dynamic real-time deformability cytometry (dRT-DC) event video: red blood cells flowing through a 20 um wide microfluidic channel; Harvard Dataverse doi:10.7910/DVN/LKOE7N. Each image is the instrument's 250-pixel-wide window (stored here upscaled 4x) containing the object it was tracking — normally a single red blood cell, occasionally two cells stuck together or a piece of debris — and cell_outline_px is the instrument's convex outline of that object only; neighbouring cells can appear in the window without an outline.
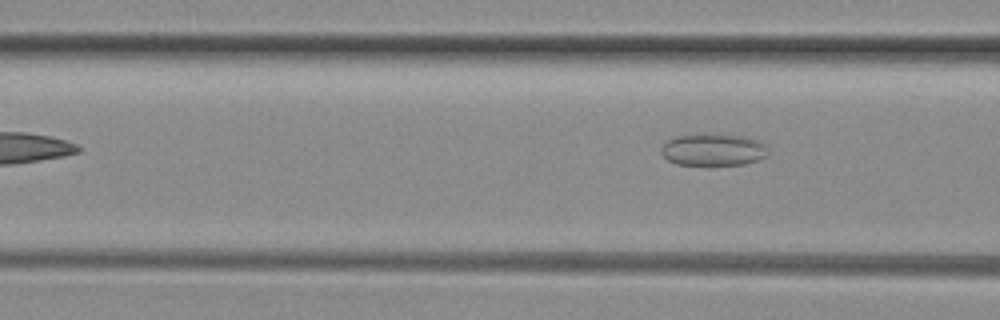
{"species": "common noctule bat (a hibernating species)", "species_latin": "Nyctalus noctula", "temperature_condition": "room temperature", "stored_images_in_passage": 4, "camera_frame_rate_fps": 3000, "um_per_image_px": 0.085, "animal": {"sex": "female", "body_mass_g": 29.2, "forearm_length_mm": 56.3}, "frame": {"image": 1, "passage_image": 4, "time_ms": 1.0, "image_size_px": [1000, 320], "cell_outline_px": [[768, 156], [744, 164], [676, 164], [668, 160], [660, 152], [660, 148], [668, 140], [676, 136], [704, 132], [744, 136], [760, 140], [764, 144]], "centroid_in_image_um": [60.61, 12.68], "position_along_channel_um": 106.0, "area_um2": 20.17}}